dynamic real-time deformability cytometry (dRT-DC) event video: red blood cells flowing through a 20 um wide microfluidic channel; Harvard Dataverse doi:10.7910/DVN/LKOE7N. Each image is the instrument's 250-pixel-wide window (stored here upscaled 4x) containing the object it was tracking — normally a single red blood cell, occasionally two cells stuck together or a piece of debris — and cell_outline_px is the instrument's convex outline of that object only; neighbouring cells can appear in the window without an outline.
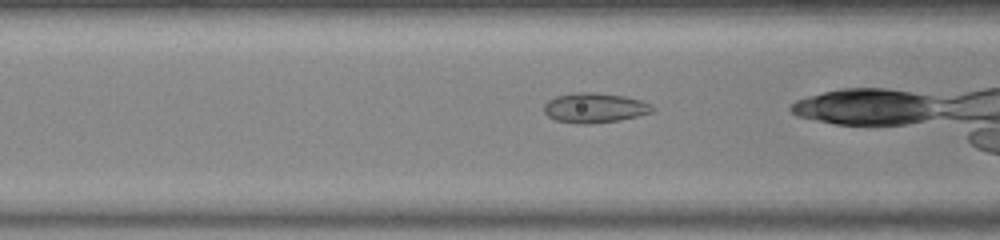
{"species": "common noctule bat (a hibernating species)", "species_latin": "Nyctalus noctula", "temperature_condition": "warm", "stored_images_in_passage": 29, "camera_frame_rate_fps": 3000, "um_per_image_px": 0.085, "animal": {"sex": "female", "body_mass_g": 23.0, "forearm_length_mm": 53.4}, "frame": {"image": 1, "passage_image": 9, "time_ms": 2.667, "image_size_px": [1000, 240], "cell_outline_px": [[656, 108], [652, 112], [620, 120], [588, 124], [576, 124], [556, 120], [548, 116], [544, 112], [544, 104], [548, 100], [556, 96], [576, 92], [596, 92], [624, 96], [644, 100], [652, 104]], "centroid_in_image_um": [50.57, 9.16], "position_along_channel_um": 116.0, "area_um2": 19.07}}
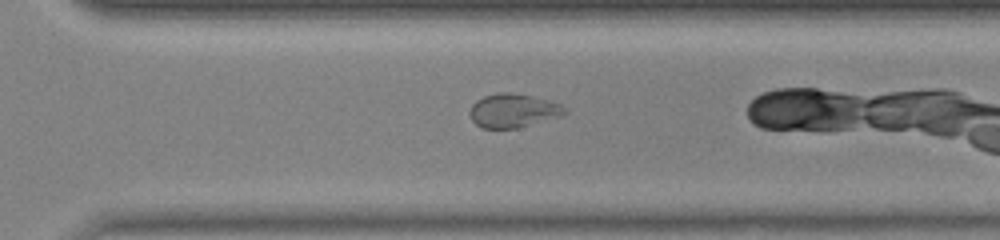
{"frame": {"image": 2, "passage_image": 25, "time_ms": 8.0, "image_size_px": [1000, 240], "cell_outline_px": [[568, 112], [560, 116], [516, 128], [480, 128], [468, 116], [468, 112], [472, 104], [476, 100], [484, 96], [500, 92], [512, 92], [532, 96], [548, 100], [560, 104], [568, 108]], "centroid_in_image_um": [43.59, 9.39], "position_along_channel_um": 327.0, "area_um2": 18.79}}